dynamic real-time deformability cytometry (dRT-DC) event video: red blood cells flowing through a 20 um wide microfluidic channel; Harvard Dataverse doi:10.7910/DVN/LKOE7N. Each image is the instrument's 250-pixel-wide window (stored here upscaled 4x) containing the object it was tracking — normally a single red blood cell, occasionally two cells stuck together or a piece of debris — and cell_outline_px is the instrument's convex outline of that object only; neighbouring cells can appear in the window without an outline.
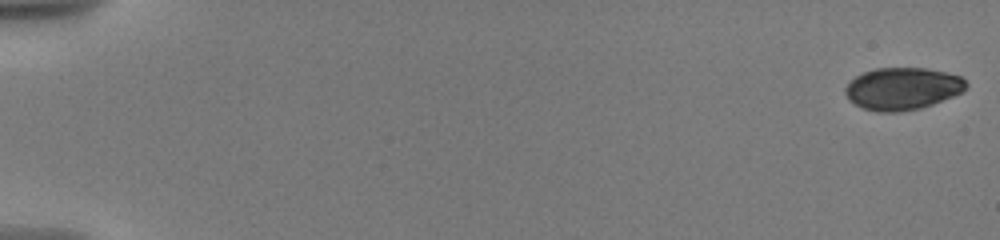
{"species": "human", "species_latin": "Homo sapiens", "temperature_condition": "warm", "stored_images_in_passage": 39, "camera_frame_rate_fps": 3000, "um_per_image_px": 0.085, "donor": {"sex": "male"}, "frame": {"image": 1, "passage_image": 1, "time_ms": 0.0, "image_size_px": [1000, 240], "cell_outline_px": [[968, 88], [952, 96], [932, 104], [920, 108], [896, 112], [880, 112], [864, 108], [848, 100], [844, 92], [844, 88], [856, 76], [864, 72], [876, 68], [928, 68], [960, 76], [968, 84]], "centroid_in_image_um": [76.7, 7.53], "position_along_channel_um": 8.3, "area_um2": 29.54}}
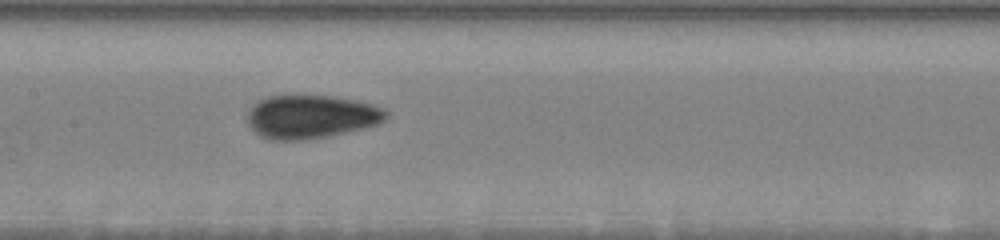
{"frame": {"image": 2, "passage_image": 21, "time_ms": 10.0, "image_size_px": [1000, 240], "cell_outline_px": [[388, 116], [384, 120], [376, 124], [344, 132], [304, 140], [272, 140], [260, 136], [248, 124], [248, 112], [252, 104], [256, 100], [268, 96], [296, 92], [336, 96], [356, 100], [372, 104], [384, 108], [388, 112]], "centroid_in_image_um": [26.38, 9.85], "position_along_channel_um": 181.0, "area_um2": 35.89}}
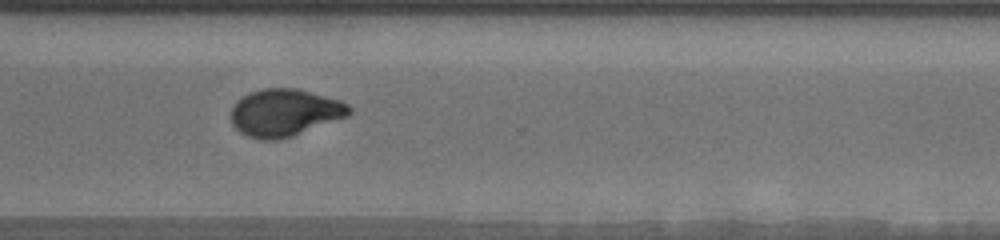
{"frame": {"image": 3, "passage_image": 38, "time_ms": 14.667, "image_size_px": [1000, 240], "cell_outline_px": [[352, 112], [348, 116], [292, 136], [276, 140], [260, 140], [248, 136], [240, 132], [232, 124], [232, 108], [236, 100], [248, 92], [264, 88], [296, 88], [340, 100], [348, 104], [352, 108]], "centroid_in_image_um": [24.19, 9.57], "position_along_channel_um": 346.4, "area_um2": 32.6}}